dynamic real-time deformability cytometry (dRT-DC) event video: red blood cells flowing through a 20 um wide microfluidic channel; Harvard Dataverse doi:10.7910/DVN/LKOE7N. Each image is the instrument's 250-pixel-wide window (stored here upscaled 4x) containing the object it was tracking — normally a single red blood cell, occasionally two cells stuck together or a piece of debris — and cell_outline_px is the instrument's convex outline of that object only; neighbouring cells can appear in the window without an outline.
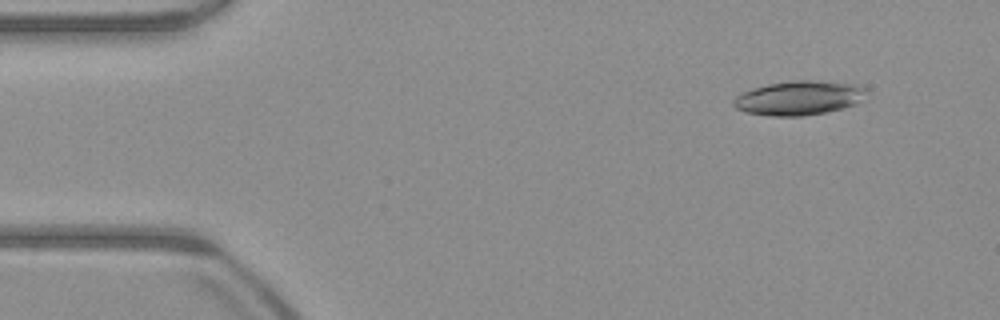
{"species": "common noctule bat (a hibernating species)", "species_latin": "Nyctalus noctula", "temperature_condition": "warm", "stored_images_in_passage": 51, "camera_frame_rate_fps": 3000, "um_per_image_px": 0.085, "animal": {"sex": "male", "body_mass_g": 23.1, "forearm_length_mm": 52.7}, "frame": {"image": 1, "passage_image": 5, "time_ms": 1.333, "image_size_px": [1000, 320], "cell_outline_px": [[868, 92], [864, 100], [856, 104], [844, 108], [828, 112], [804, 116], [768, 116], [744, 112], [736, 108], [732, 104], [732, 100], [736, 96], [752, 88], [768, 84], [796, 80], [816, 80], [856, 84], [864, 88]], "centroid_in_image_um": [67.94, 8.33], "position_along_channel_um": 17.1, "area_um2": 26.88}}